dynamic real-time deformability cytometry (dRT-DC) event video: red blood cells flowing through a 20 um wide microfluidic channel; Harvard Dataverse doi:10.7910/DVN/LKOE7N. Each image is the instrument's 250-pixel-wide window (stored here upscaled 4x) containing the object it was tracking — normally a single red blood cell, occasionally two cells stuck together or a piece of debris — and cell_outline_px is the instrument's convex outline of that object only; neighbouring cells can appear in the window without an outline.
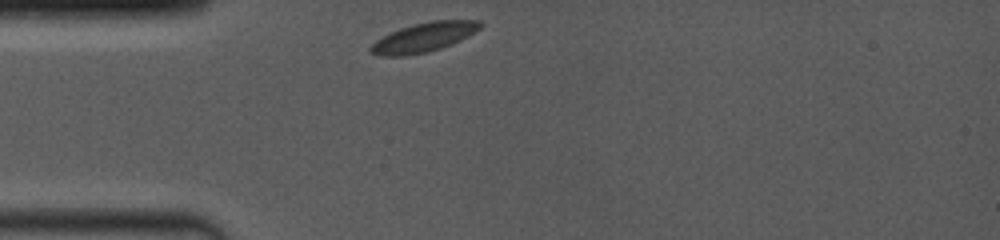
{"species": "common noctule bat (a hibernating species)", "species_latin": "Nyctalus noctula", "temperature_condition": "room temperature", "stored_images_in_passage": 40, "camera_frame_rate_fps": 4000, "um_per_image_px": 0.085, "animal": {"sex": "female", "body_mass_g": 19.0, "forearm_length_mm": 53.3}, "frame": {"image": 1, "passage_image": 1, "time_ms": 0.0, "image_size_px": [1000, 240], "cell_outline_px": [[484, 24], [480, 28], [460, 40], [440, 48], [428, 52], [408, 56], [380, 56], [368, 52], [368, 48], [376, 40], [400, 28], [412, 24], [432, 20], [480, 20]], "centroid_in_image_um": [35.99, 3.17], "position_along_channel_um": 49.0, "area_um2": 18.73}}
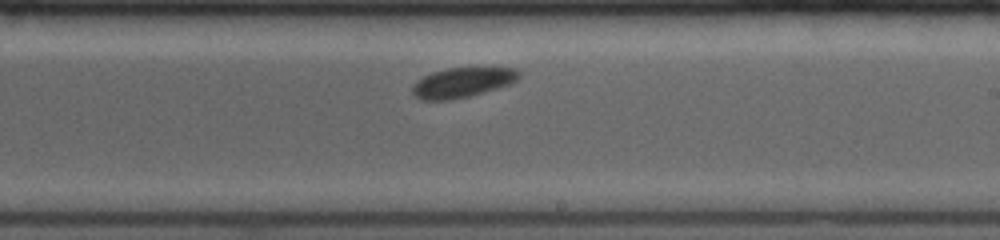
{"frame": {"image": 2, "passage_image": 23, "time_ms": 5.5, "image_size_px": [1000, 240], "cell_outline_px": [[520, 76], [512, 84], [484, 92], [452, 100], [420, 100], [412, 92], [412, 84], [416, 80], [432, 72], [448, 68], [516, 68], [520, 72]], "centroid_in_image_um": [39.29, 7.02], "position_along_channel_um": 249.7, "area_um2": 18.61}}
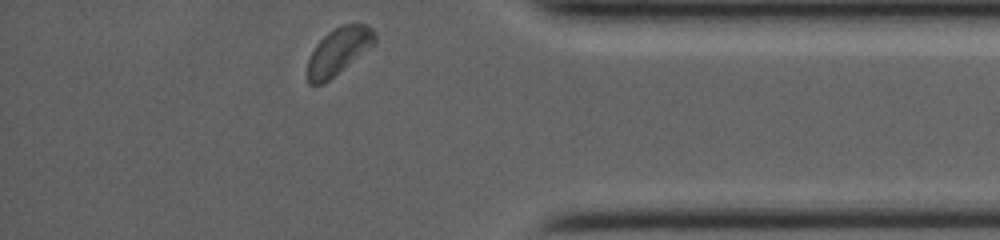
{"frame": {"image": 3, "passage_image": 40, "time_ms": 9.75, "image_size_px": [1000, 240], "cell_outline_px": [[376, 44], [328, 80], [320, 84], [308, 84], [308, 60], [316, 44], [328, 32], [344, 24], [364, 24], [372, 28], [376, 32]], "centroid_in_image_um": [28.81, 4.33], "position_along_channel_um": 406.4, "area_um2": 18.15}}